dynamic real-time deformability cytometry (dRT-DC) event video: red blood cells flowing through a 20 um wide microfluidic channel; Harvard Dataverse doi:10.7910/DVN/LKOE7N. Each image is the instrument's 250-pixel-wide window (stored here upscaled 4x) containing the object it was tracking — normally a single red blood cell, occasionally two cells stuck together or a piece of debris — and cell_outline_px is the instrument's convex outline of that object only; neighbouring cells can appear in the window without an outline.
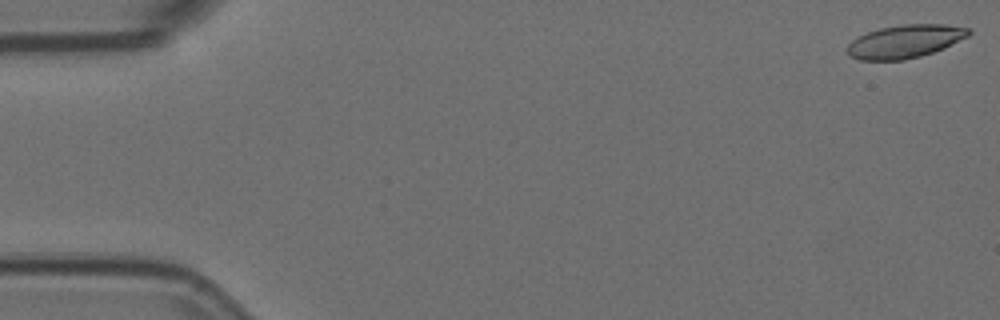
{"species": "Egyptian fruit bat (a non-hibernating species)", "species_latin": "Rousettus aegyptiacus", "temperature_condition": "room temperature", "stored_images_in_passage": 56, "camera_frame_rate_fps": 3000, "um_per_image_px": 0.085, "animal": {"sex": "female"}, "frame": {"image": 1, "passage_image": 1, "time_ms": 0.0, "image_size_px": [1000, 320], "cell_outline_px": [[972, 32], [968, 36], [944, 48], [920, 56], [904, 60], [860, 60], [852, 56], [848, 52], [848, 44], [856, 36], [880, 28], [904, 24], [944, 24], [972, 28]], "centroid_in_image_um": [76.95, 3.51], "position_along_channel_um": 8.0, "area_um2": 23.41}}
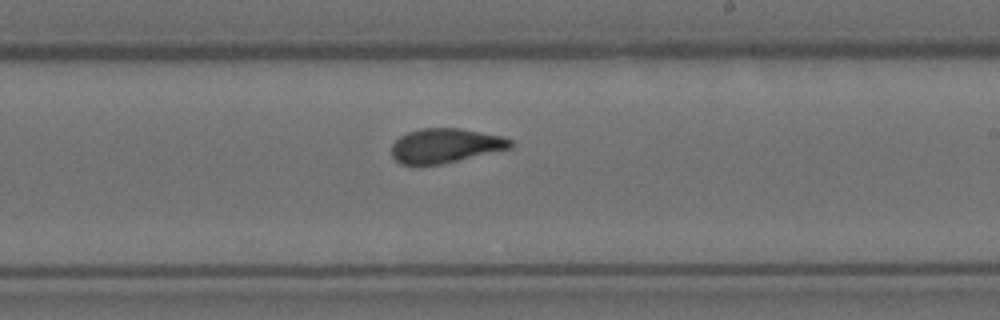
{"frame": {"image": 2, "passage_image": 33, "time_ms": 10.667, "image_size_px": [1000, 320], "cell_outline_px": [[512, 148], [440, 164], [420, 168], [400, 164], [392, 156], [392, 144], [400, 136], [408, 132], [420, 128], [460, 128], [504, 136], [512, 140]], "centroid_in_image_um": [37.82, 12.4], "position_along_channel_um": 251.2, "area_um2": 24.33}}
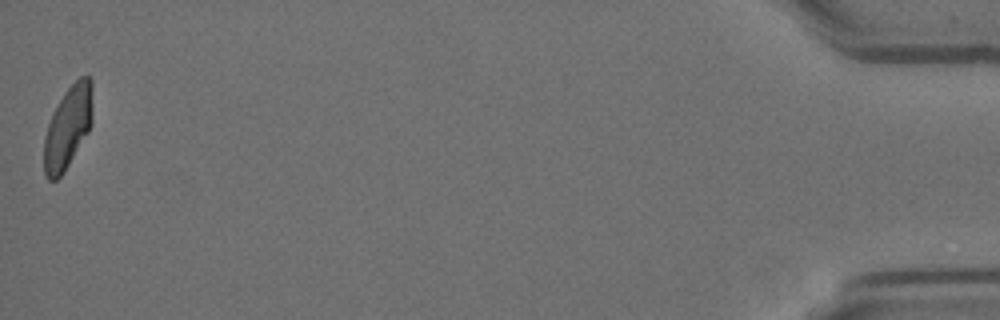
{"frame": {"image": 3, "passage_image": 56, "time_ms": 18.333, "image_size_px": [1000, 320], "cell_outline_px": [[92, 124], [88, 132], [64, 172], [56, 180], [48, 180], [44, 172], [44, 136], [52, 112], [64, 92], [80, 76], [88, 76], [92, 80]], "centroid_in_image_um": [5.77, 10.81], "position_along_channel_um": 429.4, "area_um2": 23.35}, "authors_computed_cell_mechanics": {"area_um2": 23.9292, "velocity_mm_per_s": 3.5997, "shape_relaxation_time_tau1_ms": 7.928, "shape_relaxation_time_tau2_ms": 1.3936, "deformation_change_tau1": 0.1703, "deformation_change_tau2": 0.0528}}